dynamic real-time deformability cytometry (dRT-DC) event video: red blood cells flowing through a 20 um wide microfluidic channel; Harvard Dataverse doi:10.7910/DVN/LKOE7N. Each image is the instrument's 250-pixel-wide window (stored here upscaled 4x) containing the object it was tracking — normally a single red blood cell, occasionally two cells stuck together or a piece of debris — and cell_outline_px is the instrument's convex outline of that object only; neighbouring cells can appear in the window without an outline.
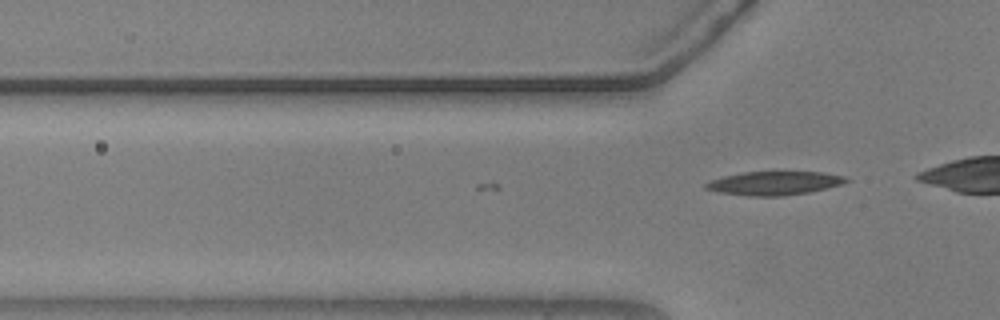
{"species": "common noctule bat (a hibernating species)", "species_latin": "Nyctalus noctula", "temperature_condition": "warm", "stored_images_in_passage": 2, "camera_frame_rate_fps": 3000, "um_per_image_px": 0.085, "animal": {"sex": "male", "body_mass_g": 20.5, "forearm_length_mm": 52.5}, "frame": {"image": 1, "passage_image": 2, "time_ms": 0.333, "image_size_px": [1000, 320], "cell_outline_px": [[852, 180], [840, 184], [808, 192], [780, 196], [748, 196], [720, 192], [704, 188], [704, 184], [712, 180], [724, 176], [744, 172], [824, 172], [844, 176]], "centroid_in_image_um": [65.81, 15.56], "position_along_channel_um": 60.0, "area_um2": 19.07}}